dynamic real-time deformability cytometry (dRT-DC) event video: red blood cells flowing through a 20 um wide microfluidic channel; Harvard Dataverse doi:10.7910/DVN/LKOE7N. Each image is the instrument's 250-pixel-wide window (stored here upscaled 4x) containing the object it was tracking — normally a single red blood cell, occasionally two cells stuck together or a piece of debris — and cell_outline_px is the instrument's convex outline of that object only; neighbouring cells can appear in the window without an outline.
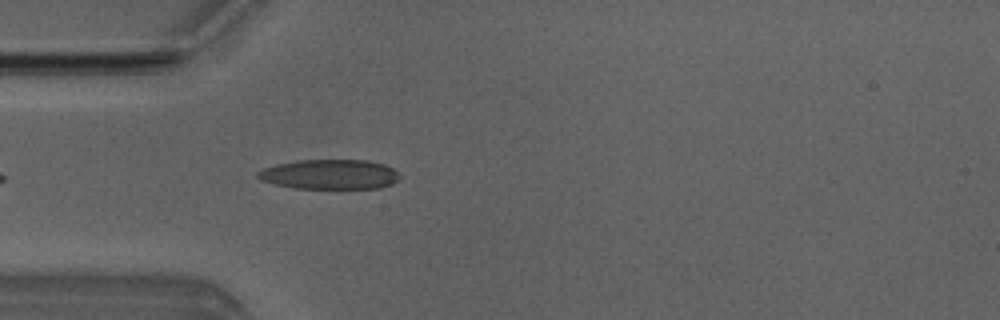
{"species": "Egyptian fruit bat (a non-hibernating species)", "species_latin": "Rousettus aegyptiacus", "temperature_condition": "room temperature", "stored_images_in_passage": 3, "camera_frame_rate_fps": 3000, "um_per_image_px": 0.085, "animal": {"sex": "male"}, "frame": {"image": 1, "passage_image": 3, "time_ms": 3.333, "image_size_px": [1000, 320], "cell_outline_px": [[400, 176], [392, 184], [380, 188], [296, 188], [272, 184], [260, 180], [256, 176], [256, 172], [264, 168], [276, 164], [296, 160], [368, 160], [384, 164], [392, 168]], "centroid_in_image_um": [27.98, 14.82], "position_along_channel_um": 57.0, "area_um2": 24.68}}